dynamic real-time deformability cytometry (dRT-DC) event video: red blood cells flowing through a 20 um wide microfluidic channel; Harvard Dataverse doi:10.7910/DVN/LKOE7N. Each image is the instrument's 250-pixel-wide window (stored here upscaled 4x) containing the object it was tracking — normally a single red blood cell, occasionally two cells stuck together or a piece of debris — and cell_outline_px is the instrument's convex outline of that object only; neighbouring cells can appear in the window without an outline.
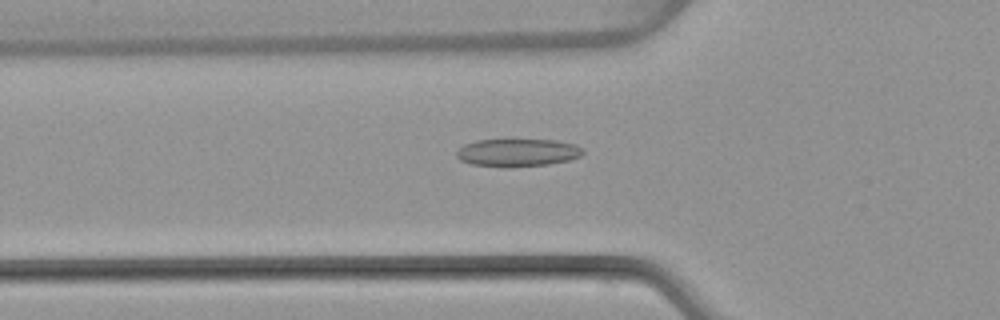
{"species": "common noctule bat (a hibernating species)", "species_latin": "Nyctalus noctula", "temperature_condition": "warm", "stored_images_in_passage": 51, "camera_frame_rate_fps": 3000, "um_per_image_px": 0.085, "animal": {"sex": "female", "body_mass_g": 22.7, "forearm_length_mm": 54.2}, "frame": {"image": 1, "passage_image": 18, "time_ms": 5.667, "image_size_px": [1000, 320], "cell_outline_px": [[584, 152], [580, 156], [568, 160], [548, 164], [504, 168], [472, 164], [460, 160], [456, 156], [456, 152], [464, 144], [476, 140], [556, 140], [576, 144], [584, 148]], "centroid_in_image_um": [44.0, 12.97], "position_along_channel_um": 81.8, "area_um2": 20.58}}
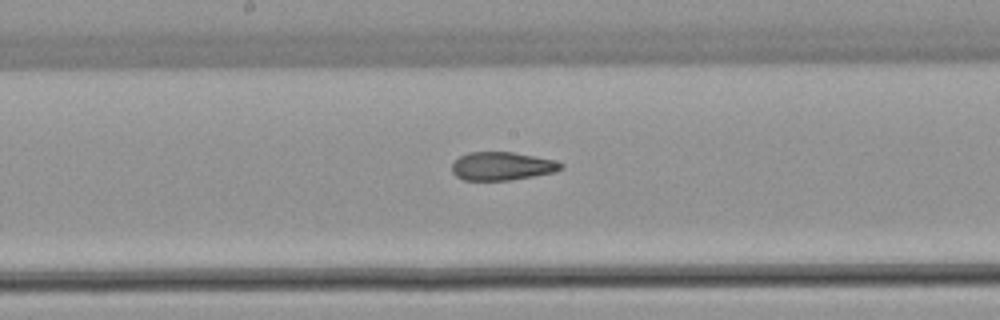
{"frame": {"image": 2, "passage_image": 27, "time_ms": 8.667, "image_size_px": [1000, 320], "cell_outline_px": [[564, 168], [556, 172], [512, 180], [464, 180], [456, 176], [452, 172], [452, 164], [460, 156], [468, 152], [512, 152], [556, 160], [564, 164]], "centroid_in_image_um": [42.71, 14.12], "position_along_channel_um": 205.5, "area_um2": 18.09}}
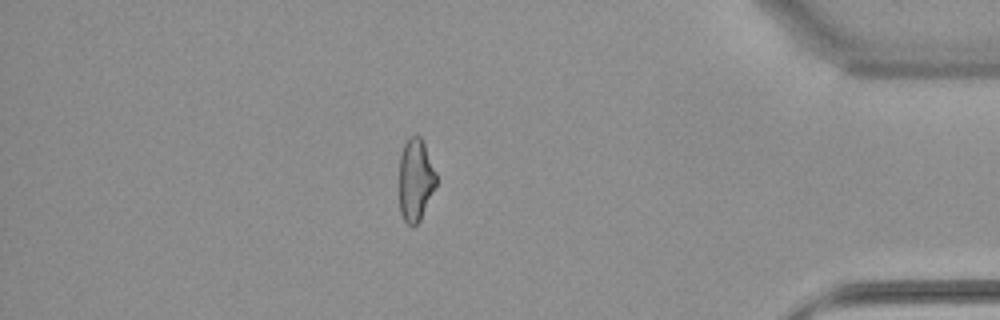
{"frame": {"image": 3, "passage_image": 44, "time_ms": 14.333, "image_size_px": [1000, 320], "cell_outline_px": [[436, 184], [420, 220], [412, 228], [404, 220], [400, 212], [400, 152], [408, 136], [420, 136], [424, 144], [436, 172]], "centroid_in_image_um": [35.31, 15.28], "position_along_channel_um": 399.9, "area_um2": 17.63}, "authors_computed_cell_mechanics": {"area_um2": 19.363, "velocity_mm_per_s": 4.0984, "shape_relaxation_time_tau1_ms": null, "shape_relaxation_time_tau2_ms": 1.7456, "deformation_change_tau1": null, "deformation_change_tau2": 0.0882}}